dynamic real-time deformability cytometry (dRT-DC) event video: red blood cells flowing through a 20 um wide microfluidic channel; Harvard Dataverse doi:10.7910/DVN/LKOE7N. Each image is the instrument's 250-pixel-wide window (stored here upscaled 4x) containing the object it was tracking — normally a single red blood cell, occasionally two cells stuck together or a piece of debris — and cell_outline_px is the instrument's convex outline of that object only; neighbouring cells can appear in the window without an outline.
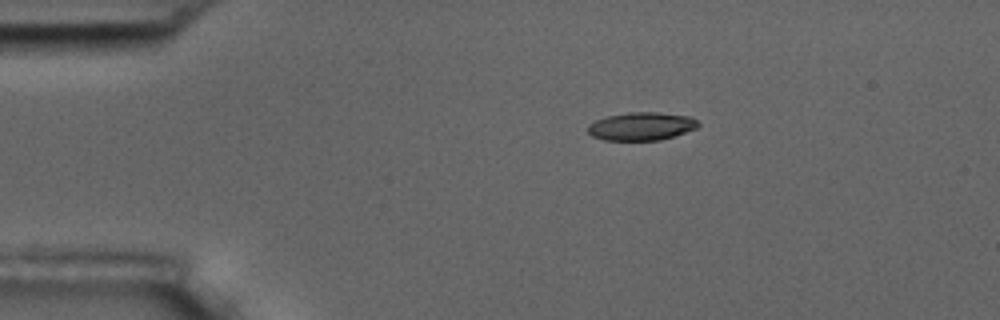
{"species": "common noctule bat (a hibernating species)", "species_latin": "Nyctalus noctula", "temperature_condition": "room temperature", "stored_images_in_passage": 2, "camera_frame_rate_fps": 3000, "um_per_image_px": 0.085, "animal": {"sex": "male", "body_mass_g": 17.5, "forearm_length_mm": 52.3}, "frame": {"image": 1, "passage_image": 1, "time_ms": 0.0, "image_size_px": [1000, 320], "cell_outline_px": [[700, 124], [696, 128], [660, 140], [604, 140], [592, 136], [588, 132], [588, 124], [596, 120], [608, 116], [628, 112], [656, 112], [692, 116]], "centroid_in_image_um": [54.51, 10.72], "position_along_channel_um": 30.5, "area_um2": 17.98}}